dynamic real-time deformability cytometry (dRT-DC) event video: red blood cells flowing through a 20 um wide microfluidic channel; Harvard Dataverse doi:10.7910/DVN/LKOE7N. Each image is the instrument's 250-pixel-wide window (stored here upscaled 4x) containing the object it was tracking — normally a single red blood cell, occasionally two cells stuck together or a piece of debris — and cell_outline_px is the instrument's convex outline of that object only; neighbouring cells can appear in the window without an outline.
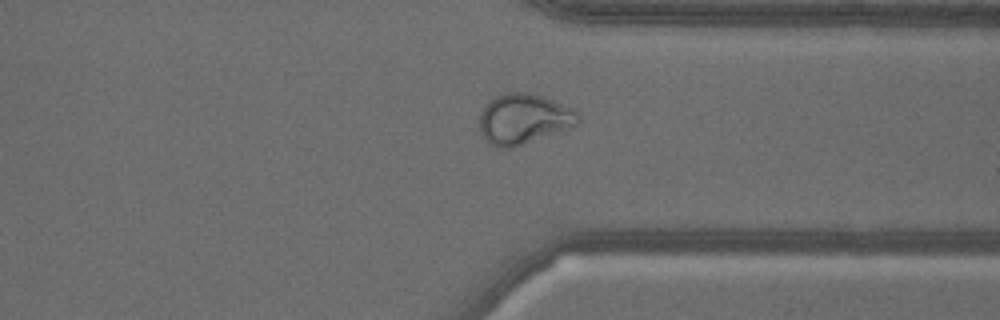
{"species": "common noctule bat (a hibernating species)", "species_latin": "Nyctalus noctula", "temperature_condition": "warm", "stored_images_in_passage": 51, "camera_frame_rate_fps": 3000, "um_per_image_px": 0.085, "animal": {"sex": "male", "body_mass_g": 18.8}, "frame": {"image": 1, "passage_image": 44, "time_ms": 14.333, "image_size_px": [1000, 320], "cell_outline_px": [[580, 124], [512, 148], [500, 148], [488, 144], [480, 132], [480, 112], [488, 100], [496, 96], [508, 92], [528, 92], [540, 96], [572, 108], [580, 112]], "centroid_in_image_um": [44.5, 10.11], "position_along_channel_um": 366.9, "area_um2": 28.96}, "authors_computed_cell_mechanics": {"area_um2": 29.0734, "velocity_mm_per_s": 3.5371, "shape_relaxation_time_tau1_ms": null, "shape_relaxation_time_tau2_ms": 0.9935, "deformation_change_tau1": null, "deformation_change_tau2": 0.0808}}